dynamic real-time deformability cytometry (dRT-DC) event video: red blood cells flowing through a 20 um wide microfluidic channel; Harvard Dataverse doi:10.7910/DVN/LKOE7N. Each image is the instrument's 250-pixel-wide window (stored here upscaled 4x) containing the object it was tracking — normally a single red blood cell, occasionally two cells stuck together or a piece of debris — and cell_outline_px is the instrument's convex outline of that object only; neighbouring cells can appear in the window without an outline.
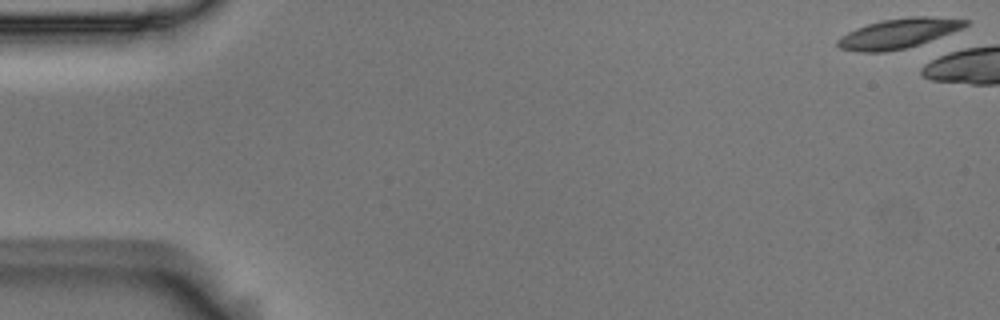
{"species": "Egyptian fruit bat (a non-hibernating species)", "species_latin": "Rousettus aegyptiacus", "temperature_condition": "room temperature", "stored_images_in_passage": 3, "camera_frame_rate_fps": 3000, "um_per_image_px": 0.085, "animal": {"sex": "male"}, "frame": {"image": 1, "passage_image": 1, "time_ms": 0.0, "image_size_px": [1000, 320], "cell_outline_px": [[972, 20], [964, 28], [920, 44], [908, 48], [884, 52], [856, 52], [840, 48], [836, 44], [836, 40], [840, 36], [856, 28], [880, 20], [908, 16], [928, 16]], "centroid_in_image_um": [76.37, 2.83], "position_along_channel_um": 8.6, "area_um2": 22.48}}